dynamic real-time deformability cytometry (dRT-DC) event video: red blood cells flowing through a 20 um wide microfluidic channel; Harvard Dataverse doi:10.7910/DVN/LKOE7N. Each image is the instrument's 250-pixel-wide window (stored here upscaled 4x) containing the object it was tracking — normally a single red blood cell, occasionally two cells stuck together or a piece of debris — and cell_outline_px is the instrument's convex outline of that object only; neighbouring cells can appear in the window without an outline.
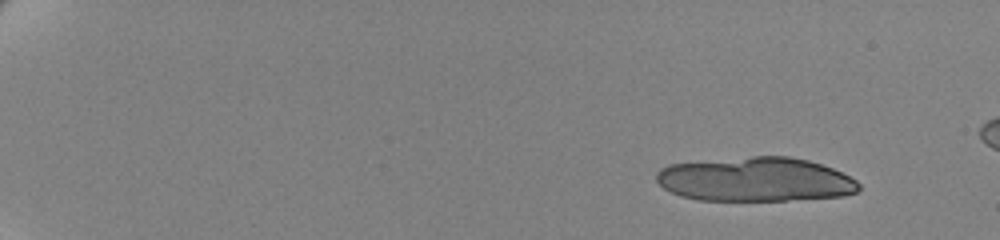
{"species": "human", "species_latin": "Homo sapiens", "temperature_condition": "cold", "stored_images_in_passage": 17, "camera_frame_rate_fps": 3000, "um_per_image_px": 0.085, "donor": {"sex": "female"}, "frame": {"image": 1, "passage_image": 1, "time_ms": 0.0, "image_size_px": [1000, 240], "cell_outline_px": [[860, 188], [856, 192], [844, 196], [784, 200], [700, 200], [680, 196], [664, 188], [656, 180], [656, 172], [660, 168], [668, 164], [752, 156], [788, 156], [808, 160], [832, 168], [856, 180], [860, 184]], "centroid_in_image_um": [64.19, 15.25], "position_along_channel_um": 20.8, "area_um2": 52.08}}